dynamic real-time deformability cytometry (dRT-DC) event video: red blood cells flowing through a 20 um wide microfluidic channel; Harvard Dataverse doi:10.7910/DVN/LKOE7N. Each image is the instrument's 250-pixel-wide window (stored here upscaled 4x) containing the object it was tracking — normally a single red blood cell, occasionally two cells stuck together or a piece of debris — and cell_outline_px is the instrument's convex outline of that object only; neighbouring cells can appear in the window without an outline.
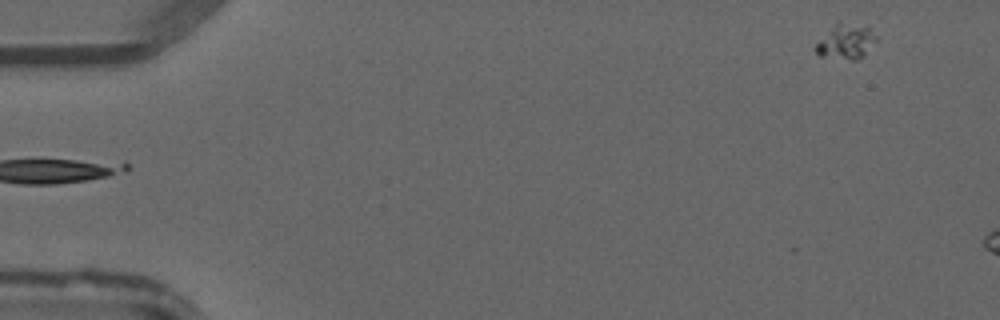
{"species": "common noctule bat (a hibernating species)", "species_latin": "Nyctalus noctula", "temperature_condition": "warm", "stored_images_in_passage": 5, "camera_frame_rate_fps": 3000, "um_per_image_px": 0.085, "animal": {"sex": "male", "forearm_length_mm": 52.5}, "frame": {"image": 1, "passage_image": 1, "time_ms": 0.0, "image_size_px": [1000, 320], "cell_outline_px": [[880, 40], [864, 56], [856, 60], [852, 60], [820, 56], [812, 48], [836, 20], [840, 20], [868, 28]], "centroid_in_image_um": [71.9, 3.53], "position_along_channel_um": 13.1, "area_um2": 12.77}}